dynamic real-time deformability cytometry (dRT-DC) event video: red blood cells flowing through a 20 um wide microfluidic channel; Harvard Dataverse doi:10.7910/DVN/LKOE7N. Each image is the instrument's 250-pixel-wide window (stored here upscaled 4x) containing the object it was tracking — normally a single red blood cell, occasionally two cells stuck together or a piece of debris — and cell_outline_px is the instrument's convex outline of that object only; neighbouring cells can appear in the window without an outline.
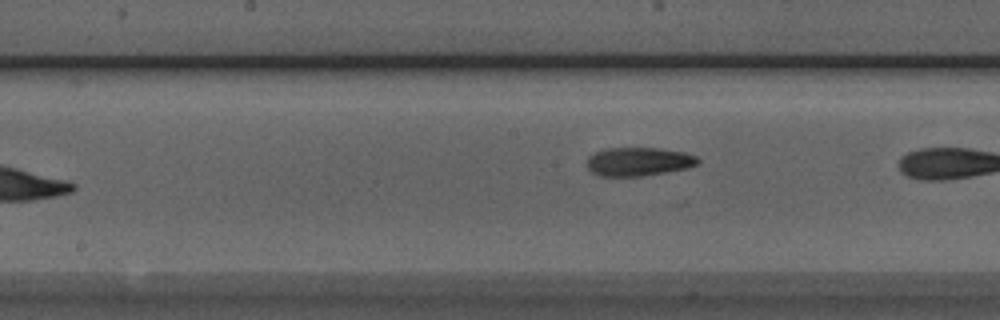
{"species": "Egyptian fruit bat (a non-hibernating species)", "species_latin": "Rousettus aegyptiacus", "temperature_condition": "room temperature", "stored_images_in_passage": 7, "camera_frame_rate_fps": 3000, "um_per_image_px": 0.085, "animal": {"sex": "male"}, "frame": {"image": 1, "passage_image": 7, "time_ms": 8.0, "image_size_px": [1000, 320], "cell_outline_px": [[700, 164], [688, 168], [640, 176], [600, 176], [592, 172], [588, 168], [588, 156], [596, 152], [608, 148], [656, 148], [684, 152], [696, 156], [700, 160]], "centroid_in_image_um": [54.31, 13.74], "position_along_channel_um": 193.9, "area_um2": 18.38}}